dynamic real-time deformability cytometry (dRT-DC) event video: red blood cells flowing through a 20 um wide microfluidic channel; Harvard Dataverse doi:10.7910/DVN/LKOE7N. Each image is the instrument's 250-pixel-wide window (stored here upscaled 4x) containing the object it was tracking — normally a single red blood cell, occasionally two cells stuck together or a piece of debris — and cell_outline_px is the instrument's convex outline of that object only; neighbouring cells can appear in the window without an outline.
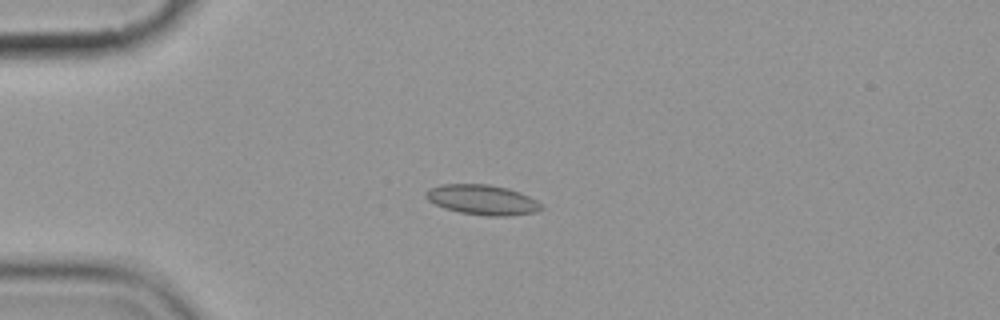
{"species": "common noctule bat (a hibernating species)", "species_latin": "Nyctalus noctula", "temperature_condition": "cold", "stored_images_in_passage": 6, "camera_frame_rate_fps": 3000, "um_per_image_px": 0.085, "animal": {"sex": "female", "body_mass_g": 19.9}, "frame": {"image": 1, "passage_image": 5, "time_ms": 4.333, "image_size_px": [1000, 320], "cell_outline_px": [[544, 208], [536, 212], [508, 216], [484, 216], [460, 212], [444, 208], [428, 200], [424, 196], [428, 188], [440, 184], [488, 184], [508, 188], [520, 192], [536, 200]], "centroid_in_image_um": [40.99, 16.98], "position_along_channel_um": 44.0, "area_um2": 20.29}}